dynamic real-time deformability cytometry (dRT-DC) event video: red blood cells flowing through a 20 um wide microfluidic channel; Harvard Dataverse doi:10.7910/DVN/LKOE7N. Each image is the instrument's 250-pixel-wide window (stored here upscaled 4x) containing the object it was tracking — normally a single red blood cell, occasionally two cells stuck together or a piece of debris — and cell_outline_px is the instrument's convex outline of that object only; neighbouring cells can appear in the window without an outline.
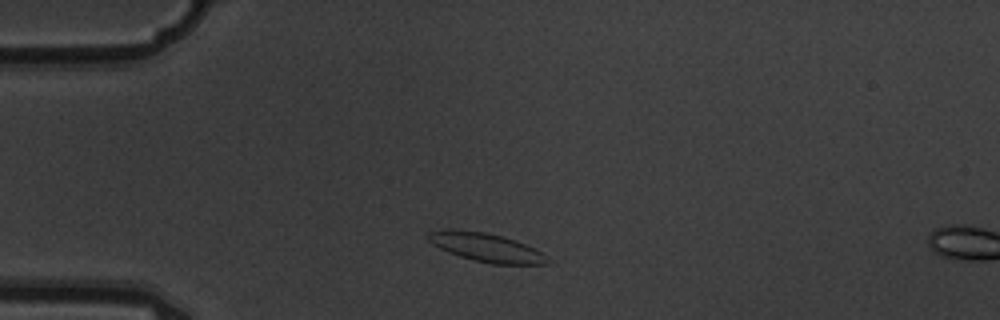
{"species": "common noctule bat (a hibernating species)", "species_latin": "Nyctalus noctula", "temperature_condition": "warm", "stored_images_in_passage": 2, "camera_frame_rate_fps": 3000, "um_per_image_px": 0.085, "animal": {"sex": "male", "body_mass_g": 19.5, "forearm_length_mm": 54.6}, "frame": {"image": 1, "passage_image": 1, "time_ms": 0.0, "image_size_px": [1000, 320], "cell_outline_px": [[552, 264], [492, 264], [460, 256], [448, 252], [432, 244], [428, 240], [428, 232], [440, 228], [452, 228], [484, 232], [516, 240], [548, 256], [552, 260]], "centroid_in_image_um": [41.31, 21.02], "position_along_channel_um": 43.7, "area_um2": 20.0}}